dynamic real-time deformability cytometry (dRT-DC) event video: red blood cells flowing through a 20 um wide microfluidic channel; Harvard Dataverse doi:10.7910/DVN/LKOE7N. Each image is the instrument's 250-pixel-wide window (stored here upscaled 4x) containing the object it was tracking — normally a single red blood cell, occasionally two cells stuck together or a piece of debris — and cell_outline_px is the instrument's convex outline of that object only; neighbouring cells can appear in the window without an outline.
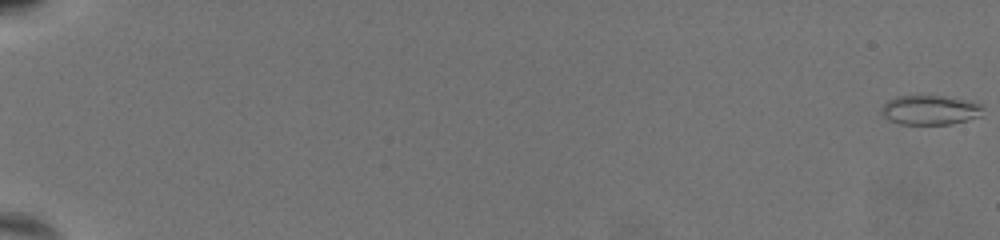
{"species": "common noctule bat (a hibernating species)", "species_latin": "Nyctalus noctula", "temperature_condition": "warm", "stored_images_in_passage": 70, "camera_frame_rate_fps": 3000, "um_per_image_px": 0.085, "animal": {"sex": "female", "body_mass_g": 19.5, "forearm_length_mm": 54.1}, "frame": {"image": 1, "passage_image": 1, "time_ms": 0.0, "image_size_px": [1000, 240], "cell_outline_px": [[984, 108], [980, 116], [952, 124], [900, 124], [888, 120], [880, 112], [880, 108], [888, 100], [896, 96], [944, 96], [968, 100], [980, 104]], "centroid_in_image_um": [79.03, 9.35], "position_along_channel_um": 6.0, "area_um2": 17.51}}
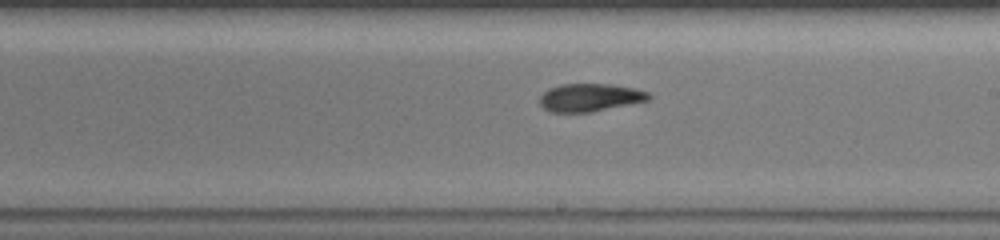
{"frame": {"image": 2, "passage_image": 44, "time_ms": 14.333, "image_size_px": [1000, 240], "cell_outline_px": [[652, 96], [648, 100], [592, 112], [548, 112], [540, 104], [540, 96], [548, 88], [560, 84], [612, 84], [636, 88], [648, 92]], "centroid_in_image_um": [50.14, 8.28], "position_along_channel_um": 238.9, "area_um2": 17.8}}
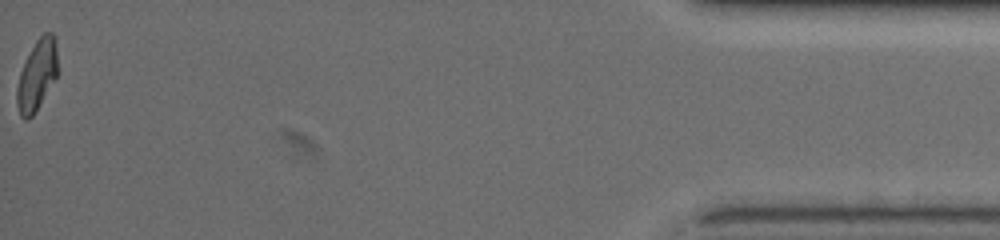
{"frame": {"image": 3, "passage_image": 70, "time_ms": 23.0, "image_size_px": [1000, 240], "cell_outline_px": [[56, 76], [32, 116], [28, 120], [24, 120], [20, 116], [16, 104], [16, 88], [20, 72], [36, 40], [44, 32], [52, 32], [56, 48]], "centroid_in_image_um": [3.09, 6.42], "position_along_channel_um": 432.1, "area_um2": 16.24}, "authors_computed_cell_mechanics": {"area_um2": 17.629, "velocity_mm_per_s": 3.1539, "shape_relaxation_time_tau1_ms": 9.2455, "shape_relaxation_time_tau2_ms": 2.7613, "deformation_change_tau1": 0.2232, "deformation_change_tau2": 0.0801}}